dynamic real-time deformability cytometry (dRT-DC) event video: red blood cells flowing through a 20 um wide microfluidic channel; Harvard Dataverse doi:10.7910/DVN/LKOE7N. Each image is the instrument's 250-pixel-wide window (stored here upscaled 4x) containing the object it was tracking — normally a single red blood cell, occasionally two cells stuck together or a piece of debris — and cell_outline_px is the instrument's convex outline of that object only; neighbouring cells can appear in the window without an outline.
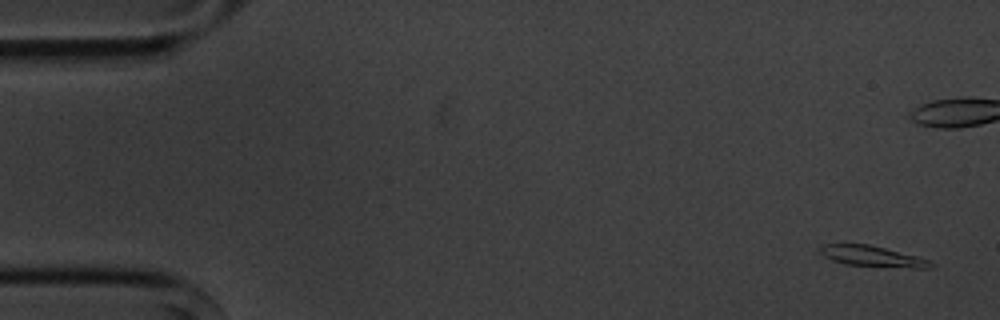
{"species": "common noctule bat (a hibernating species)", "species_latin": "Nyctalus noctula", "temperature_condition": "cold", "stored_images_in_passage": 6, "camera_frame_rate_fps": 3000, "um_per_image_px": 0.085, "animal": {"sex": "male", "body_mass_g": 20.1, "forearm_length_mm": 53.5}, "frame": {"image": 1, "passage_image": 1, "time_ms": 0.0, "image_size_px": [1000, 320], "cell_outline_px": [[936, 264], [932, 268], [912, 268], [844, 264], [832, 260], [824, 256], [820, 252], [820, 248], [824, 244], [868, 244], [916, 256], [928, 260]], "centroid_in_image_um": [74.17, 21.79], "position_along_channel_um": 10.8, "area_um2": 13.18}}
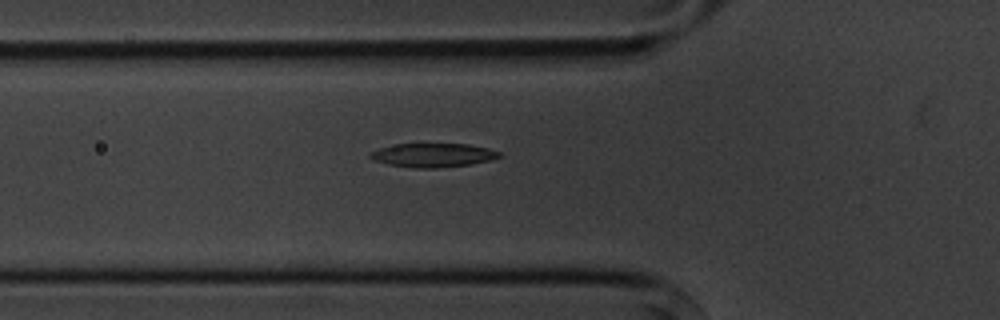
{"frame": {"image": 2, "passage_image": 6, "time_ms": 6.667, "image_size_px": [1000, 320], "cell_outline_px": [[500, 156], [488, 160], [472, 164], [436, 168], [412, 168], [388, 164], [372, 160], [368, 156], [368, 152], [380, 148], [396, 144], [468, 144], [488, 148], [500, 152]], "centroid_in_image_um": [36.74, 13.19], "position_along_channel_um": 89.1, "area_um2": 17.92}}